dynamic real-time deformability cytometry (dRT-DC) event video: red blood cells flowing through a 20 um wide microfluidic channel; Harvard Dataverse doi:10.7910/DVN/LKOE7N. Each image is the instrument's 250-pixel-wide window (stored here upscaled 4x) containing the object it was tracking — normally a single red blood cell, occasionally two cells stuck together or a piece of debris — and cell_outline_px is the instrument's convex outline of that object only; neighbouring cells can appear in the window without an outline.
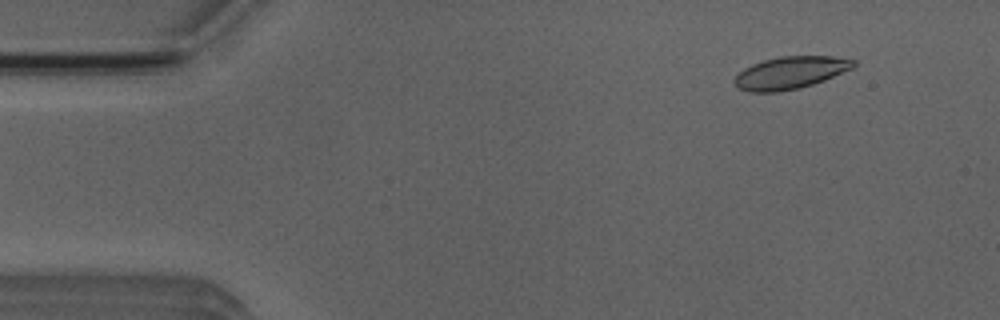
{"species": "Egyptian fruit bat (a non-hibernating species)", "species_latin": "Rousettus aegyptiacus", "temperature_condition": "room temperature", "stored_images_in_passage": 11, "camera_frame_rate_fps": 3000, "um_per_image_px": 0.085, "animal": {"sex": "male"}, "frame": {"image": 1, "passage_image": 5, "time_ms": 1.333, "image_size_px": [1000, 320], "cell_outline_px": [[856, 64], [852, 68], [824, 80], [800, 88], [780, 92], [748, 92], [740, 88], [732, 80], [744, 68], [752, 64], [764, 60], [780, 56], [832, 56], [856, 60]], "centroid_in_image_um": [67.17, 6.18], "position_along_channel_um": 17.8, "area_um2": 22.37}}